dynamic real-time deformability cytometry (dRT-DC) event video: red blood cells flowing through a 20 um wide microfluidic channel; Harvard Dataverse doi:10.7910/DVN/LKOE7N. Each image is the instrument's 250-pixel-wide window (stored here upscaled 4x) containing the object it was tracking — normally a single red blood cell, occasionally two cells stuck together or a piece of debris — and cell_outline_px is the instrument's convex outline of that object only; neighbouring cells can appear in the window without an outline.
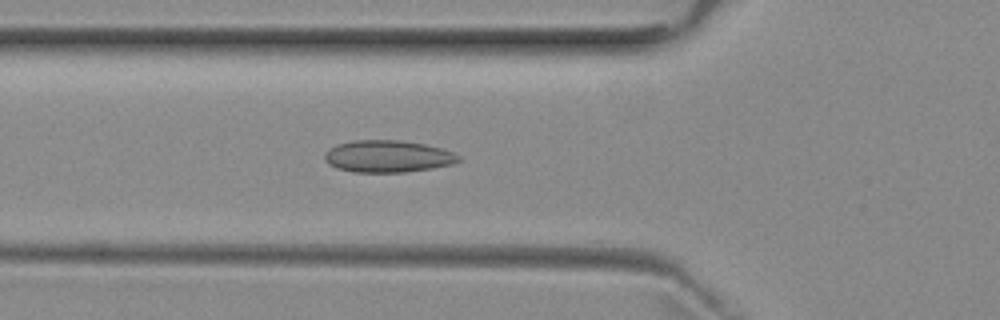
{"species": "common noctule bat (a hibernating species)", "species_latin": "Nyctalus noctula", "temperature_condition": "room temperature", "stored_images_in_passage": 40, "camera_frame_rate_fps": 3000, "um_per_image_px": 0.085, "animal": {"sex": "female", "body_mass_g": 29.2, "forearm_length_mm": 56.3}, "frame": {"image": 1, "passage_image": 8, "time_ms": 2.333, "image_size_px": [1000, 320], "cell_outline_px": [[464, 160], [452, 164], [432, 168], [404, 172], [356, 172], [336, 168], [328, 164], [324, 160], [324, 152], [328, 148], [336, 144], [356, 140], [396, 140], [424, 144], [440, 148], [452, 152], [460, 156]], "centroid_in_image_um": [32.93, 13.29], "position_along_channel_um": 92.9, "area_um2": 25.09}}
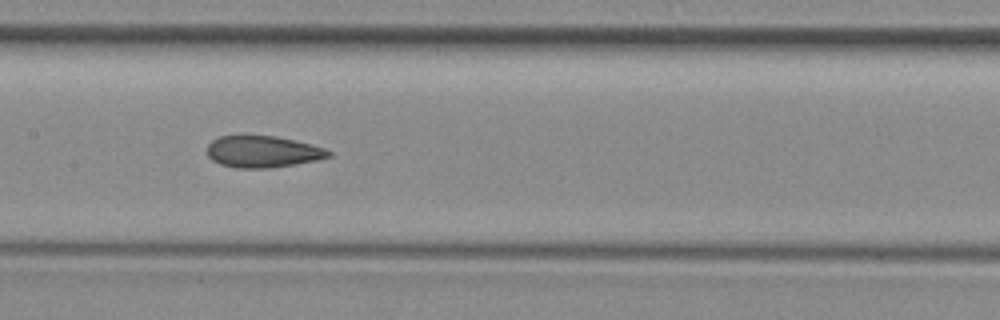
{"frame": {"image": 2, "passage_image": 15, "time_ms": 4.667, "image_size_px": [1000, 320], "cell_outline_px": [[332, 156], [316, 160], [296, 164], [272, 168], [236, 168], [220, 164], [212, 160], [208, 156], [208, 144], [212, 140], [220, 136], [276, 136], [312, 144], [324, 148], [332, 152]], "centroid_in_image_um": [22.35, 12.9], "position_along_channel_um": 185.0, "area_um2": 22.43}}
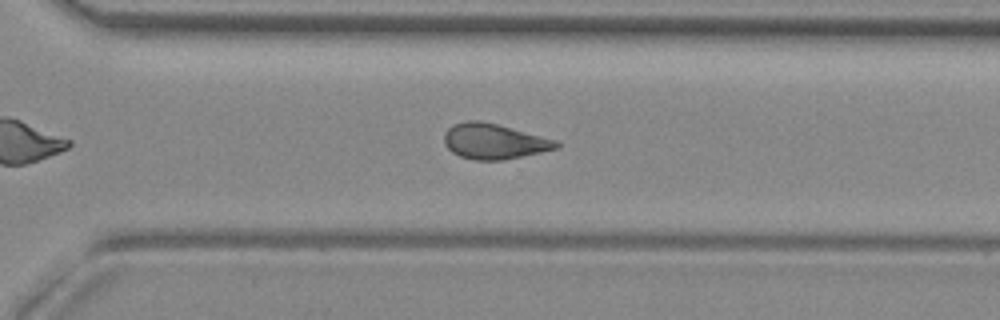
{"frame": {"image": 3, "passage_image": 26, "time_ms": 8.333, "image_size_px": [1000, 320], "cell_outline_px": [[560, 148], [504, 160], [472, 160], [460, 156], [452, 152], [444, 144], [444, 132], [452, 124], [468, 120], [480, 120], [496, 124], [556, 140], [560, 144]], "centroid_in_image_um": [41.96, 12.02], "position_along_channel_um": 328.6, "area_um2": 23.12}, "authors_computed_cell_mechanics": {"area_um2": 23.2934, "velocity_mm_per_s": 3.9266, "shape_relaxation_time_tau1_ms": null, "shape_relaxation_time_tau2_ms": 2.3798, "deformation_change_tau1": null, "deformation_change_tau2": 0.0772}}